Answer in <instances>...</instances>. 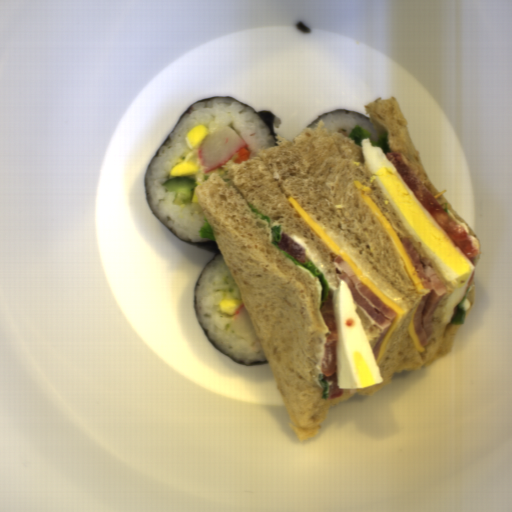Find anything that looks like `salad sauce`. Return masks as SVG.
Returning <instances> with one entry per match:
<instances>
[{
    "mask_svg": "<svg viewBox=\"0 0 512 512\" xmlns=\"http://www.w3.org/2000/svg\"><path fill=\"white\" fill-rule=\"evenodd\" d=\"M289 237L292 238L294 241H296L298 244H300L301 246H303L306 249L304 255H306L308 260L312 264L315 265V267L318 269L319 272L323 273L325 279L329 283V289H331L333 291L338 289V284H337L336 280L333 278V276L328 271V269L325 267V265L322 263V261L313 254V252L310 250V248L307 246V244L304 242V240L299 235H295L292 233L289 234Z\"/></svg>",
    "mask_w": 512,
    "mask_h": 512,
    "instance_id": "1",
    "label": "salad sauce"
},
{
    "mask_svg": "<svg viewBox=\"0 0 512 512\" xmlns=\"http://www.w3.org/2000/svg\"><path fill=\"white\" fill-rule=\"evenodd\" d=\"M303 272H307L309 277L313 280H308L305 278H302L303 281L307 284V286L310 288V290L314 293L316 296L317 302L321 306V299H322V290H324V286L321 282V280L314 275L309 269H306L300 265H297Z\"/></svg>",
    "mask_w": 512,
    "mask_h": 512,
    "instance_id": "2",
    "label": "salad sauce"
},
{
    "mask_svg": "<svg viewBox=\"0 0 512 512\" xmlns=\"http://www.w3.org/2000/svg\"><path fill=\"white\" fill-rule=\"evenodd\" d=\"M320 318L322 321L323 330L320 333L321 343L319 345H317V348H319L320 350L318 352H315V357L317 358V361H316V364L313 366L315 369L321 370L323 356H324V352H325V344L328 343V337L326 335L329 333L330 329H329L328 325L326 324L322 314H321Z\"/></svg>",
    "mask_w": 512,
    "mask_h": 512,
    "instance_id": "3",
    "label": "salad sauce"
},
{
    "mask_svg": "<svg viewBox=\"0 0 512 512\" xmlns=\"http://www.w3.org/2000/svg\"><path fill=\"white\" fill-rule=\"evenodd\" d=\"M447 214L453 218L460 226H462L469 238V240L471 241L472 245L475 247V248H478L480 249V243H479V240L478 238L474 237L473 235L470 234L469 232V229H468V226H467V223H461L460 221H458L455 216L453 215L452 211H449L447 210Z\"/></svg>",
    "mask_w": 512,
    "mask_h": 512,
    "instance_id": "4",
    "label": "salad sauce"
},
{
    "mask_svg": "<svg viewBox=\"0 0 512 512\" xmlns=\"http://www.w3.org/2000/svg\"><path fill=\"white\" fill-rule=\"evenodd\" d=\"M462 307H464V308H465V311H466L468 308H470V307H471V302H470V300H468L466 297H465V299H464V302H463V304H462Z\"/></svg>",
    "mask_w": 512,
    "mask_h": 512,
    "instance_id": "5",
    "label": "salad sauce"
}]
</instances>
